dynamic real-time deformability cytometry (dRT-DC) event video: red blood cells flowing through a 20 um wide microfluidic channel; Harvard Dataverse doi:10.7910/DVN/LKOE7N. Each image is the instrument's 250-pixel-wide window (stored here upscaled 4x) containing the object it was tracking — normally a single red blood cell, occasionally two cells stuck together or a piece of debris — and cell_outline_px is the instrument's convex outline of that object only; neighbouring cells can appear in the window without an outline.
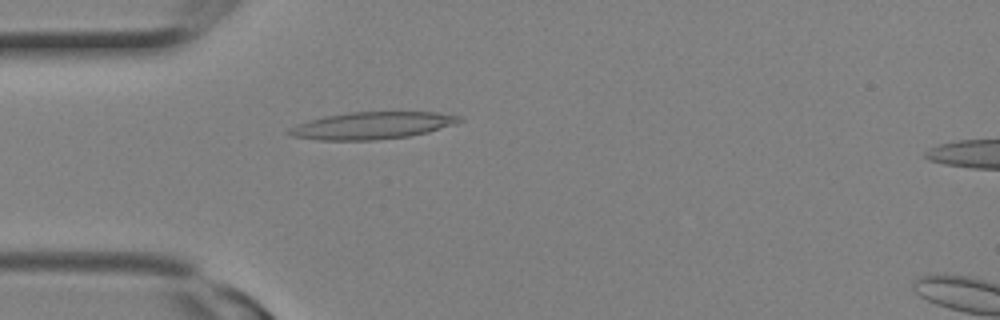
{"species": "Egyptian fruit bat (a non-hibernating species)", "species_latin": "Rousettus aegyptiacus", "temperature_condition": "room temperature", "stored_images_in_passage": 9, "camera_frame_rate_fps": 3000, "um_per_image_px": 0.085, "animal": {"sex": "female"}, "frame": {"image": 1, "passage_image": 7, "time_ms": 2.0, "image_size_px": [1000, 320], "cell_outline_px": [[464, 120], [456, 124], [428, 132], [408, 136], [372, 140], [320, 140], [292, 136], [284, 132], [288, 128], [296, 124], [308, 120], [324, 116], [352, 112], [436, 112], [460, 116]], "centroid_in_image_um": [31.6, 10.67], "position_along_channel_um": 53.4, "area_um2": 26.99}}
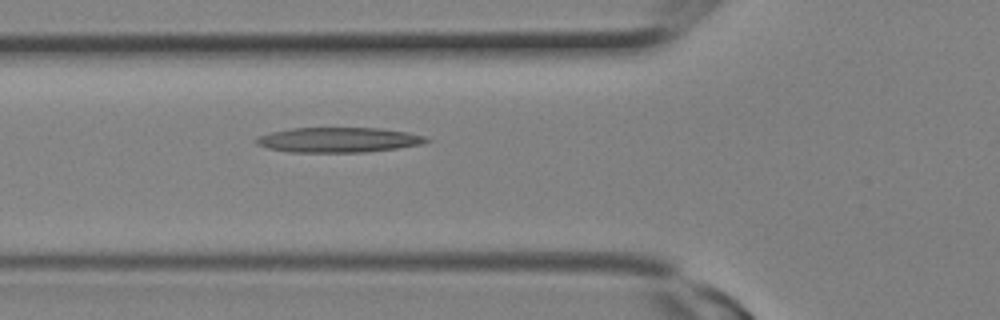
{"frame": {"image": 2, "passage_image": 9, "time_ms": 2.667, "image_size_px": [1000, 320], "cell_outline_px": [[432, 140], [420, 144], [396, 148], [364, 152], [288, 152], [268, 148], [256, 144], [252, 140], [260, 136], [272, 132], [292, 128], [380, 128], [408, 132], [424, 136]], "centroid_in_image_um": [28.75, 11.89], "position_along_channel_um": 97.1, "area_um2": 24.68}}